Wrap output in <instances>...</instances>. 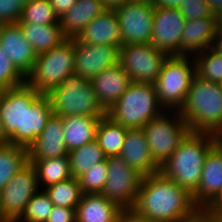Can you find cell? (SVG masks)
I'll return each instance as SVG.
<instances>
[{
	"instance_id": "obj_1",
	"label": "cell",
	"mask_w": 222,
	"mask_h": 222,
	"mask_svg": "<svg viewBox=\"0 0 222 222\" xmlns=\"http://www.w3.org/2000/svg\"><path fill=\"white\" fill-rule=\"evenodd\" d=\"M154 222H198L201 210L192 194L160 171L141 180L132 208Z\"/></svg>"
},
{
	"instance_id": "obj_2",
	"label": "cell",
	"mask_w": 222,
	"mask_h": 222,
	"mask_svg": "<svg viewBox=\"0 0 222 222\" xmlns=\"http://www.w3.org/2000/svg\"><path fill=\"white\" fill-rule=\"evenodd\" d=\"M215 144V134L190 132L159 171L193 194L200 183L208 152Z\"/></svg>"
},
{
	"instance_id": "obj_3",
	"label": "cell",
	"mask_w": 222,
	"mask_h": 222,
	"mask_svg": "<svg viewBox=\"0 0 222 222\" xmlns=\"http://www.w3.org/2000/svg\"><path fill=\"white\" fill-rule=\"evenodd\" d=\"M191 132L216 134L222 127V90L218 82L194 76L178 111Z\"/></svg>"
},
{
	"instance_id": "obj_4",
	"label": "cell",
	"mask_w": 222,
	"mask_h": 222,
	"mask_svg": "<svg viewBox=\"0 0 222 222\" xmlns=\"http://www.w3.org/2000/svg\"><path fill=\"white\" fill-rule=\"evenodd\" d=\"M163 111L154 84L132 82L107 111V116L125 128L135 129L143 128Z\"/></svg>"
},
{
	"instance_id": "obj_5",
	"label": "cell",
	"mask_w": 222,
	"mask_h": 222,
	"mask_svg": "<svg viewBox=\"0 0 222 222\" xmlns=\"http://www.w3.org/2000/svg\"><path fill=\"white\" fill-rule=\"evenodd\" d=\"M57 116L87 115L103 118L107 112L98 102L91 81L73 73L46 94Z\"/></svg>"
},
{
	"instance_id": "obj_6",
	"label": "cell",
	"mask_w": 222,
	"mask_h": 222,
	"mask_svg": "<svg viewBox=\"0 0 222 222\" xmlns=\"http://www.w3.org/2000/svg\"><path fill=\"white\" fill-rule=\"evenodd\" d=\"M192 57V58H191ZM190 55L168 56L154 85L157 100L165 110L179 111L184 105L191 82L196 75Z\"/></svg>"
},
{
	"instance_id": "obj_7",
	"label": "cell",
	"mask_w": 222,
	"mask_h": 222,
	"mask_svg": "<svg viewBox=\"0 0 222 222\" xmlns=\"http://www.w3.org/2000/svg\"><path fill=\"white\" fill-rule=\"evenodd\" d=\"M74 73V38H67L49 52L37 56L26 83L46 95Z\"/></svg>"
},
{
	"instance_id": "obj_8",
	"label": "cell",
	"mask_w": 222,
	"mask_h": 222,
	"mask_svg": "<svg viewBox=\"0 0 222 222\" xmlns=\"http://www.w3.org/2000/svg\"><path fill=\"white\" fill-rule=\"evenodd\" d=\"M142 129L145 133L151 157L159 167L191 132L188 124L175 110L163 111Z\"/></svg>"
},
{
	"instance_id": "obj_9",
	"label": "cell",
	"mask_w": 222,
	"mask_h": 222,
	"mask_svg": "<svg viewBox=\"0 0 222 222\" xmlns=\"http://www.w3.org/2000/svg\"><path fill=\"white\" fill-rule=\"evenodd\" d=\"M41 95L27 83L4 90L0 98V117L8 143L24 147L25 108Z\"/></svg>"
},
{
	"instance_id": "obj_10",
	"label": "cell",
	"mask_w": 222,
	"mask_h": 222,
	"mask_svg": "<svg viewBox=\"0 0 222 222\" xmlns=\"http://www.w3.org/2000/svg\"><path fill=\"white\" fill-rule=\"evenodd\" d=\"M168 55L151 43L120 47L119 63L131 82L154 84Z\"/></svg>"
},
{
	"instance_id": "obj_11",
	"label": "cell",
	"mask_w": 222,
	"mask_h": 222,
	"mask_svg": "<svg viewBox=\"0 0 222 222\" xmlns=\"http://www.w3.org/2000/svg\"><path fill=\"white\" fill-rule=\"evenodd\" d=\"M107 179L101 194L121 209H132L143 176L120 156L106 157Z\"/></svg>"
},
{
	"instance_id": "obj_12",
	"label": "cell",
	"mask_w": 222,
	"mask_h": 222,
	"mask_svg": "<svg viewBox=\"0 0 222 222\" xmlns=\"http://www.w3.org/2000/svg\"><path fill=\"white\" fill-rule=\"evenodd\" d=\"M39 190L36 170L28 163L0 191L1 216L7 222H16Z\"/></svg>"
},
{
	"instance_id": "obj_13",
	"label": "cell",
	"mask_w": 222,
	"mask_h": 222,
	"mask_svg": "<svg viewBox=\"0 0 222 222\" xmlns=\"http://www.w3.org/2000/svg\"><path fill=\"white\" fill-rule=\"evenodd\" d=\"M155 6L151 1L131 0L114 9L122 45L151 43Z\"/></svg>"
},
{
	"instance_id": "obj_14",
	"label": "cell",
	"mask_w": 222,
	"mask_h": 222,
	"mask_svg": "<svg viewBox=\"0 0 222 222\" xmlns=\"http://www.w3.org/2000/svg\"><path fill=\"white\" fill-rule=\"evenodd\" d=\"M185 20L178 8L155 6L151 44L168 56L181 55V38Z\"/></svg>"
},
{
	"instance_id": "obj_15",
	"label": "cell",
	"mask_w": 222,
	"mask_h": 222,
	"mask_svg": "<svg viewBox=\"0 0 222 222\" xmlns=\"http://www.w3.org/2000/svg\"><path fill=\"white\" fill-rule=\"evenodd\" d=\"M120 47L91 45L74 38V73L91 80L104 69L119 63Z\"/></svg>"
},
{
	"instance_id": "obj_16",
	"label": "cell",
	"mask_w": 222,
	"mask_h": 222,
	"mask_svg": "<svg viewBox=\"0 0 222 222\" xmlns=\"http://www.w3.org/2000/svg\"><path fill=\"white\" fill-rule=\"evenodd\" d=\"M0 46L11 62L26 78L32 71L37 54L24 37L18 23L0 24Z\"/></svg>"
},
{
	"instance_id": "obj_17",
	"label": "cell",
	"mask_w": 222,
	"mask_h": 222,
	"mask_svg": "<svg viewBox=\"0 0 222 222\" xmlns=\"http://www.w3.org/2000/svg\"><path fill=\"white\" fill-rule=\"evenodd\" d=\"M68 152L62 117L52 114L41 135L28 148L29 161L67 156Z\"/></svg>"
},
{
	"instance_id": "obj_18",
	"label": "cell",
	"mask_w": 222,
	"mask_h": 222,
	"mask_svg": "<svg viewBox=\"0 0 222 222\" xmlns=\"http://www.w3.org/2000/svg\"><path fill=\"white\" fill-rule=\"evenodd\" d=\"M90 81L98 102L106 112L132 83L120 63L104 69Z\"/></svg>"
},
{
	"instance_id": "obj_19",
	"label": "cell",
	"mask_w": 222,
	"mask_h": 222,
	"mask_svg": "<svg viewBox=\"0 0 222 222\" xmlns=\"http://www.w3.org/2000/svg\"><path fill=\"white\" fill-rule=\"evenodd\" d=\"M222 188V148L216 143L208 152L200 183L192 194L195 205L202 210Z\"/></svg>"
},
{
	"instance_id": "obj_20",
	"label": "cell",
	"mask_w": 222,
	"mask_h": 222,
	"mask_svg": "<svg viewBox=\"0 0 222 222\" xmlns=\"http://www.w3.org/2000/svg\"><path fill=\"white\" fill-rule=\"evenodd\" d=\"M119 156L143 177L159 172L160 167L151 157L142 128L127 129Z\"/></svg>"
},
{
	"instance_id": "obj_21",
	"label": "cell",
	"mask_w": 222,
	"mask_h": 222,
	"mask_svg": "<svg viewBox=\"0 0 222 222\" xmlns=\"http://www.w3.org/2000/svg\"><path fill=\"white\" fill-rule=\"evenodd\" d=\"M220 22L216 16L185 20L181 38V55L193 56L210 48Z\"/></svg>"
},
{
	"instance_id": "obj_22",
	"label": "cell",
	"mask_w": 222,
	"mask_h": 222,
	"mask_svg": "<svg viewBox=\"0 0 222 222\" xmlns=\"http://www.w3.org/2000/svg\"><path fill=\"white\" fill-rule=\"evenodd\" d=\"M91 45L122 46L120 27L114 9H106L93 19L76 38Z\"/></svg>"
},
{
	"instance_id": "obj_23",
	"label": "cell",
	"mask_w": 222,
	"mask_h": 222,
	"mask_svg": "<svg viewBox=\"0 0 222 222\" xmlns=\"http://www.w3.org/2000/svg\"><path fill=\"white\" fill-rule=\"evenodd\" d=\"M107 8L101 0H77L76 4L66 11L59 23L66 38H77L83 29Z\"/></svg>"
},
{
	"instance_id": "obj_24",
	"label": "cell",
	"mask_w": 222,
	"mask_h": 222,
	"mask_svg": "<svg viewBox=\"0 0 222 222\" xmlns=\"http://www.w3.org/2000/svg\"><path fill=\"white\" fill-rule=\"evenodd\" d=\"M121 211L101 193L83 194L76 208V222H116Z\"/></svg>"
},
{
	"instance_id": "obj_25",
	"label": "cell",
	"mask_w": 222,
	"mask_h": 222,
	"mask_svg": "<svg viewBox=\"0 0 222 222\" xmlns=\"http://www.w3.org/2000/svg\"><path fill=\"white\" fill-rule=\"evenodd\" d=\"M62 121L64 141L68 151L96 139V131L100 118L87 115H74L62 117Z\"/></svg>"
},
{
	"instance_id": "obj_26",
	"label": "cell",
	"mask_w": 222,
	"mask_h": 222,
	"mask_svg": "<svg viewBox=\"0 0 222 222\" xmlns=\"http://www.w3.org/2000/svg\"><path fill=\"white\" fill-rule=\"evenodd\" d=\"M17 23L20 25L24 37L33 46L37 56L49 52L67 39L62 32L60 24Z\"/></svg>"
},
{
	"instance_id": "obj_27",
	"label": "cell",
	"mask_w": 222,
	"mask_h": 222,
	"mask_svg": "<svg viewBox=\"0 0 222 222\" xmlns=\"http://www.w3.org/2000/svg\"><path fill=\"white\" fill-rule=\"evenodd\" d=\"M52 114L50 100L43 94L29 108H25L24 147L29 148L41 135Z\"/></svg>"
},
{
	"instance_id": "obj_28",
	"label": "cell",
	"mask_w": 222,
	"mask_h": 222,
	"mask_svg": "<svg viewBox=\"0 0 222 222\" xmlns=\"http://www.w3.org/2000/svg\"><path fill=\"white\" fill-rule=\"evenodd\" d=\"M37 173L40 190L72 177L69 156L29 161ZM42 187V188H41Z\"/></svg>"
},
{
	"instance_id": "obj_29",
	"label": "cell",
	"mask_w": 222,
	"mask_h": 222,
	"mask_svg": "<svg viewBox=\"0 0 222 222\" xmlns=\"http://www.w3.org/2000/svg\"><path fill=\"white\" fill-rule=\"evenodd\" d=\"M127 129L114 122L107 115L100 119L96 131V140L106 157L119 156L124 145Z\"/></svg>"
},
{
	"instance_id": "obj_30",
	"label": "cell",
	"mask_w": 222,
	"mask_h": 222,
	"mask_svg": "<svg viewBox=\"0 0 222 222\" xmlns=\"http://www.w3.org/2000/svg\"><path fill=\"white\" fill-rule=\"evenodd\" d=\"M28 163V148L10 143L0 144V191Z\"/></svg>"
},
{
	"instance_id": "obj_31",
	"label": "cell",
	"mask_w": 222,
	"mask_h": 222,
	"mask_svg": "<svg viewBox=\"0 0 222 222\" xmlns=\"http://www.w3.org/2000/svg\"><path fill=\"white\" fill-rule=\"evenodd\" d=\"M68 156L72 177L77 179L97 163L106 159L96 139L69 151Z\"/></svg>"
},
{
	"instance_id": "obj_32",
	"label": "cell",
	"mask_w": 222,
	"mask_h": 222,
	"mask_svg": "<svg viewBox=\"0 0 222 222\" xmlns=\"http://www.w3.org/2000/svg\"><path fill=\"white\" fill-rule=\"evenodd\" d=\"M54 206L77 208L83 192L79 180L71 177L43 189Z\"/></svg>"
},
{
	"instance_id": "obj_33",
	"label": "cell",
	"mask_w": 222,
	"mask_h": 222,
	"mask_svg": "<svg viewBox=\"0 0 222 222\" xmlns=\"http://www.w3.org/2000/svg\"><path fill=\"white\" fill-rule=\"evenodd\" d=\"M196 76L210 82L222 80V55L208 48L193 55Z\"/></svg>"
},
{
	"instance_id": "obj_34",
	"label": "cell",
	"mask_w": 222,
	"mask_h": 222,
	"mask_svg": "<svg viewBox=\"0 0 222 222\" xmlns=\"http://www.w3.org/2000/svg\"><path fill=\"white\" fill-rule=\"evenodd\" d=\"M18 22L41 25L60 24L49 0H31L23 7L21 19Z\"/></svg>"
},
{
	"instance_id": "obj_35",
	"label": "cell",
	"mask_w": 222,
	"mask_h": 222,
	"mask_svg": "<svg viewBox=\"0 0 222 222\" xmlns=\"http://www.w3.org/2000/svg\"><path fill=\"white\" fill-rule=\"evenodd\" d=\"M53 203L44 190H39L29 201L25 211L16 222H46Z\"/></svg>"
},
{
	"instance_id": "obj_36",
	"label": "cell",
	"mask_w": 222,
	"mask_h": 222,
	"mask_svg": "<svg viewBox=\"0 0 222 222\" xmlns=\"http://www.w3.org/2000/svg\"><path fill=\"white\" fill-rule=\"evenodd\" d=\"M106 159L97 163L90 170L78 178L83 194L101 193L107 179Z\"/></svg>"
},
{
	"instance_id": "obj_37",
	"label": "cell",
	"mask_w": 222,
	"mask_h": 222,
	"mask_svg": "<svg viewBox=\"0 0 222 222\" xmlns=\"http://www.w3.org/2000/svg\"><path fill=\"white\" fill-rule=\"evenodd\" d=\"M26 83V78L17 70L6 51L0 46V84L14 88Z\"/></svg>"
},
{
	"instance_id": "obj_38",
	"label": "cell",
	"mask_w": 222,
	"mask_h": 222,
	"mask_svg": "<svg viewBox=\"0 0 222 222\" xmlns=\"http://www.w3.org/2000/svg\"><path fill=\"white\" fill-rule=\"evenodd\" d=\"M178 9L186 20L214 16L206 0H184Z\"/></svg>"
},
{
	"instance_id": "obj_39",
	"label": "cell",
	"mask_w": 222,
	"mask_h": 222,
	"mask_svg": "<svg viewBox=\"0 0 222 222\" xmlns=\"http://www.w3.org/2000/svg\"><path fill=\"white\" fill-rule=\"evenodd\" d=\"M23 7L18 0H0V24L17 23Z\"/></svg>"
},
{
	"instance_id": "obj_40",
	"label": "cell",
	"mask_w": 222,
	"mask_h": 222,
	"mask_svg": "<svg viewBox=\"0 0 222 222\" xmlns=\"http://www.w3.org/2000/svg\"><path fill=\"white\" fill-rule=\"evenodd\" d=\"M46 222H76V208L53 206Z\"/></svg>"
},
{
	"instance_id": "obj_41",
	"label": "cell",
	"mask_w": 222,
	"mask_h": 222,
	"mask_svg": "<svg viewBox=\"0 0 222 222\" xmlns=\"http://www.w3.org/2000/svg\"><path fill=\"white\" fill-rule=\"evenodd\" d=\"M222 210V188L216 196L201 210V219L208 220L216 211Z\"/></svg>"
},
{
	"instance_id": "obj_42",
	"label": "cell",
	"mask_w": 222,
	"mask_h": 222,
	"mask_svg": "<svg viewBox=\"0 0 222 222\" xmlns=\"http://www.w3.org/2000/svg\"><path fill=\"white\" fill-rule=\"evenodd\" d=\"M116 222H154L147 217L139 215L133 209H122Z\"/></svg>"
},
{
	"instance_id": "obj_43",
	"label": "cell",
	"mask_w": 222,
	"mask_h": 222,
	"mask_svg": "<svg viewBox=\"0 0 222 222\" xmlns=\"http://www.w3.org/2000/svg\"><path fill=\"white\" fill-rule=\"evenodd\" d=\"M55 15L61 18L63 14L71 9L77 0H49Z\"/></svg>"
},
{
	"instance_id": "obj_44",
	"label": "cell",
	"mask_w": 222,
	"mask_h": 222,
	"mask_svg": "<svg viewBox=\"0 0 222 222\" xmlns=\"http://www.w3.org/2000/svg\"><path fill=\"white\" fill-rule=\"evenodd\" d=\"M213 51L222 55V21L218 24L212 39L211 47Z\"/></svg>"
},
{
	"instance_id": "obj_45",
	"label": "cell",
	"mask_w": 222,
	"mask_h": 222,
	"mask_svg": "<svg viewBox=\"0 0 222 222\" xmlns=\"http://www.w3.org/2000/svg\"><path fill=\"white\" fill-rule=\"evenodd\" d=\"M184 0H151L156 7L161 8H179Z\"/></svg>"
},
{
	"instance_id": "obj_46",
	"label": "cell",
	"mask_w": 222,
	"mask_h": 222,
	"mask_svg": "<svg viewBox=\"0 0 222 222\" xmlns=\"http://www.w3.org/2000/svg\"><path fill=\"white\" fill-rule=\"evenodd\" d=\"M212 15L222 21V0H206Z\"/></svg>"
},
{
	"instance_id": "obj_47",
	"label": "cell",
	"mask_w": 222,
	"mask_h": 222,
	"mask_svg": "<svg viewBox=\"0 0 222 222\" xmlns=\"http://www.w3.org/2000/svg\"><path fill=\"white\" fill-rule=\"evenodd\" d=\"M107 9H115L131 0H101Z\"/></svg>"
},
{
	"instance_id": "obj_48",
	"label": "cell",
	"mask_w": 222,
	"mask_h": 222,
	"mask_svg": "<svg viewBox=\"0 0 222 222\" xmlns=\"http://www.w3.org/2000/svg\"><path fill=\"white\" fill-rule=\"evenodd\" d=\"M207 221L208 222H222V210L216 211Z\"/></svg>"
},
{
	"instance_id": "obj_49",
	"label": "cell",
	"mask_w": 222,
	"mask_h": 222,
	"mask_svg": "<svg viewBox=\"0 0 222 222\" xmlns=\"http://www.w3.org/2000/svg\"><path fill=\"white\" fill-rule=\"evenodd\" d=\"M5 143H8V138L4 135L2 119L0 117V144H5Z\"/></svg>"
},
{
	"instance_id": "obj_50",
	"label": "cell",
	"mask_w": 222,
	"mask_h": 222,
	"mask_svg": "<svg viewBox=\"0 0 222 222\" xmlns=\"http://www.w3.org/2000/svg\"><path fill=\"white\" fill-rule=\"evenodd\" d=\"M216 143L222 148V127L215 134Z\"/></svg>"
},
{
	"instance_id": "obj_51",
	"label": "cell",
	"mask_w": 222,
	"mask_h": 222,
	"mask_svg": "<svg viewBox=\"0 0 222 222\" xmlns=\"http://www.w3.org/2000/svg\"><path fill=\"white\" fill-rule=\"evenodd\" d=\"M5 89L6 88L3 85L0 84V98L2 97Z\"/></svg>"
},
{
	"instance_id": "obj_52",
	"label": "cell",
	"mask_w": 222,
	"mask_h": 222,
	"mask_svg": "<svg viewBox=\"0 0 222 222\" xmlns=\"http://www.w3.org/2000/svg\"><path fill=\"white\" fill-rule=\"evenodd\" d=\"M23 6L29 3L31 0H18Z\"/></svg>"
},
{
	"instance_id": "obj_53",
	"label": "cell",
	"mask_w": 222,
	"mask_h": 222,
	"mask_svg": "<svg viewBox=\"0 0 222 222\" xmlns=\"http://www.w3.org/2000/svg\"><path fill=\"white\" fill-rule=\"evenodd\" d=\"M0 222H7L0 214Z\"/></svg>"
},
{
	"instance_id": "obj_54",
	"label": "cell",
	"mask_w": 222,
	"mask_h": 222,
	"mask_svg": "<svg viewBox=\"0 0 222 222\" xmlns=\"http://www.w3.org/2000/svg\"><path fill=\"white\" fill-rule=\"evenodd\" d=\"M198 222H208L207 220L200 219Z\"/></svg>"
},
{
	"instance_id": "obj_55",
	"label": "cell",
	"mask_w": 222,
	"mask_h": 222,
	"mask_svg": "<svg viewBox=\"0 0 222 222\" xmlns=\"http://www.w3.org/2000/svg\"><path fill=\"white\" fill-rule=\"evenodd\" d=\"M220 88L222 90V80L219 82Z\"/></svg>"
}]
</instances>
